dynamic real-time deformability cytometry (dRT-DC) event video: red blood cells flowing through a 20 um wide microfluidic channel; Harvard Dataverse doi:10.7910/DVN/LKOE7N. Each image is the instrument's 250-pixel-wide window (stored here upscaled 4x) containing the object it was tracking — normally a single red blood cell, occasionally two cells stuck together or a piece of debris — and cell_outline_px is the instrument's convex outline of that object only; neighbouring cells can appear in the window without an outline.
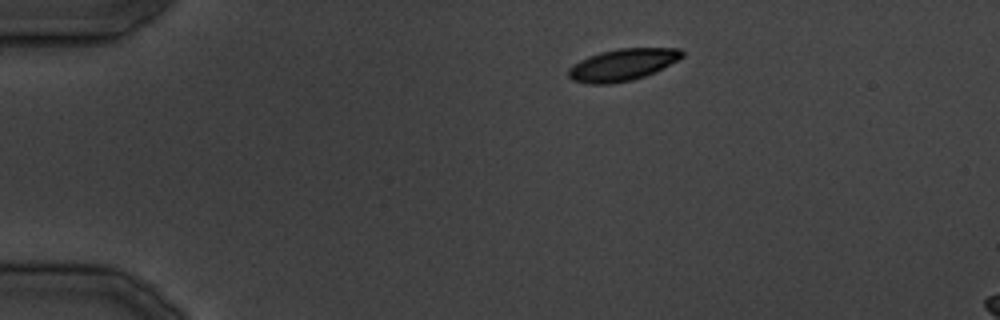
{"species": "common noctule bat (a hibernating species)", "species_latin": "Nyctalus noctula", "temperature_condition": "cold", "stored_images_in_passage": 6, "camera_frame_rate_fps": 3000, "um_per_image_px": 0.085, "animal": {"sex": "male", "body_mass_g": 19.5, "forearm_length_mm": 54.6}, "frame": {"image": 1, "passage_image": 1, "time_ms": 0.0, "image_size_px": [1000, 320], "cell_outline_px": [[684, 56], [644, 76], [632, 80], [608, 84], [588, 84], [572, 80], [568, 76], [568, 68], [580, 60], [588, 56], [600, 52], [620, 48], [680, 48], [684, 52]], "centroid_in_image_um": [52.86, 5.5], "position_along_channel_um": 32.1, "area_um2": 20.87}}